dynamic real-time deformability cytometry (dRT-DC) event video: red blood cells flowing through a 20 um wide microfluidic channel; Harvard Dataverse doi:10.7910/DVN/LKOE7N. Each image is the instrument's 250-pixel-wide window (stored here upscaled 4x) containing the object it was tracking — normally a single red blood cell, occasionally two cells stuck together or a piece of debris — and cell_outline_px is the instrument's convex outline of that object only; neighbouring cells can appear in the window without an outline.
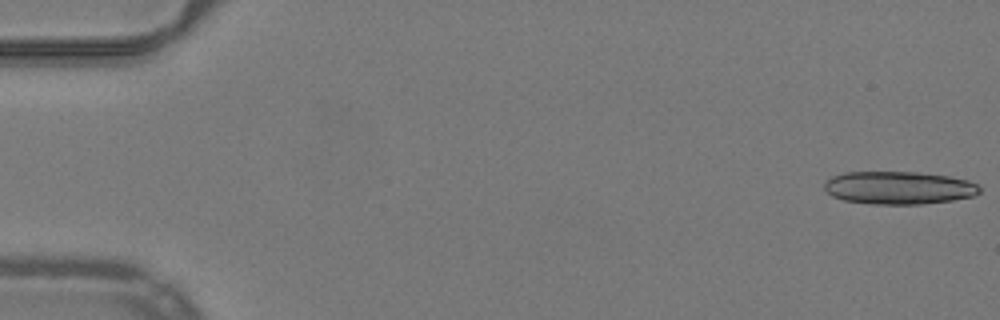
{"species": "common noctule bat (a hibernating species)", "species_latin": "Nyctalus noctula", "temperature_condition": "warm", "stored_images_in_passage": 52, "segment_of_instrument_passage": [1, 2], "camera_frame_rate_fps": 3000, "um_per_image_px": 0.085, "animal": {"sex": "male", "body_mass_g": 19.2, "forearm_length_mm": 51.8}, "frame": {"image": 1, "passage_image": 1, "time_ms": 0.0, "image_size_px": [1000, 320], "cell_outline_px": [[980, 192], [972, 196], [952, 200], [920, 204], [872, 204], [844, 200], [832, 196], [824, 188], [824, 184], [832, 176], [844, 172], [916, 172], [948, 176], [968, 180], [976, 184], [980, 188]], "centroid_in_image_um": [76.38, 15.96], "position_along_channel_um": 8.6, "area_um2": 29.59}}